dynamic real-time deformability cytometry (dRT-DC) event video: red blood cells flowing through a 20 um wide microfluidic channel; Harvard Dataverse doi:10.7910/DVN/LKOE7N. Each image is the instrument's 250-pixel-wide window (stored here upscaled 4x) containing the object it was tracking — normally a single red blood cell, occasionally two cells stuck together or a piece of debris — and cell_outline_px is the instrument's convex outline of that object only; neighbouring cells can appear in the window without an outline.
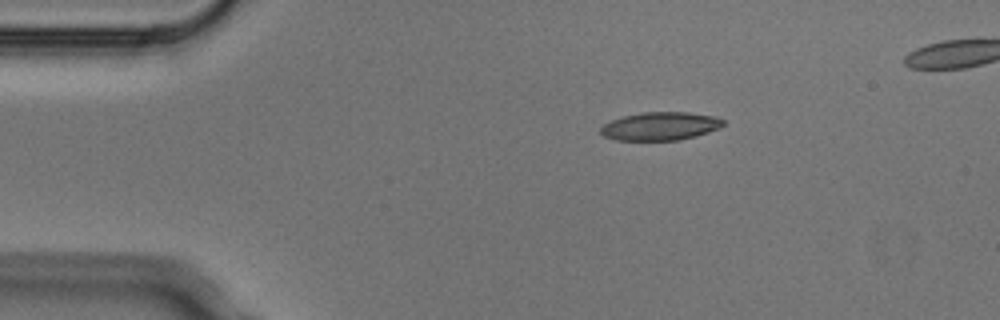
{"species": "Egyptian fruit bat (a non-hibernating species)", "species_latin": "Rousettus aegyptiacus", "temperature_condition": "cold", "stored_images_in_passage": 5, "camera_frame_rate_fps": 3000, "um_per_image_px": 0.085, "animal": {"sex": "male"}, "frame": {"image": 1, "passage_image": 1, "time_ms": 0.0, "image_size_px": [1000, 320], "cell_outline_px": [[724, 124], [720, 128], [696, 136], [680, 140], [616, 140], [604, 136], [600, 132], [600, 128], [604, 124], [612, 120], [624, 116], [640, 112], [688, 112], [716, 116], [724, 120]], "centroid_in_image_um": [56.15, 10.72], "position_along_channel_um": 28.9, "area_um2": 20.23}}
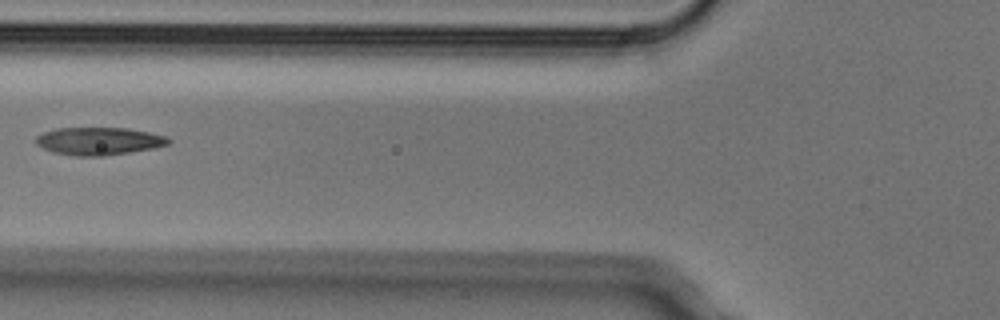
{"frame": {"image": 2, "passage_image": 4, "time_ms": 1.0, "image_size_px": [1000, 320], "cell_outline_px": [[172, 140], [168, 144], [152, 148], [104, 156], [72, 156], [52, 152], [36, 144], [36, 136], [44, 132], [56, 128], [128, 128], [168, 136]], "centroid_in_image_um": [8.39, 11.99], "position_along_channel_um": 117.4, "area_um2": 21.39}}